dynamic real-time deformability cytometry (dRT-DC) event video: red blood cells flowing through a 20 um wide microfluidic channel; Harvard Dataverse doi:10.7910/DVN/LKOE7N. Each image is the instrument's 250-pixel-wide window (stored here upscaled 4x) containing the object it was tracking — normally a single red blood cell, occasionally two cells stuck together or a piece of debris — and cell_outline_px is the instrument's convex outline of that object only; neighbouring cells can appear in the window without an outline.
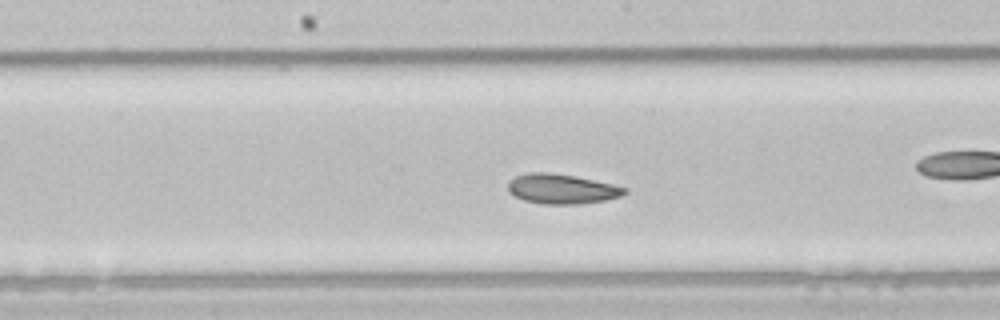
{"species": "common noctule bat (a hibernating species)", "species_latin": "Nyctalus noctula", "temperature_condition": "room temperature", "stored_images_in_passage": 47, "camera_frame_rate_fps": 3000, "um_per_image_px": 0.085, "animal": {"sex": "male", "body_mass_g": 21.5, "forearm_length_mm": 52.0}, "frame": {"image": 1, "passage_image": 21, "time_ms": 6.667, "image_size_px": [1000, 320], "cell_outline_px": [[628, 192], [620, 196], [604, 200], [580, 204], [544, 204], [524, 200], [508, 192], [508, 180], [516, 176], [528, 172], [548, 172], [572, 176], [612, 184], [628, 188]], "centroid_in_image_um": [47.72, 16.06], "position_along_channel_um": 200.5, "area_um2": 20.11}}
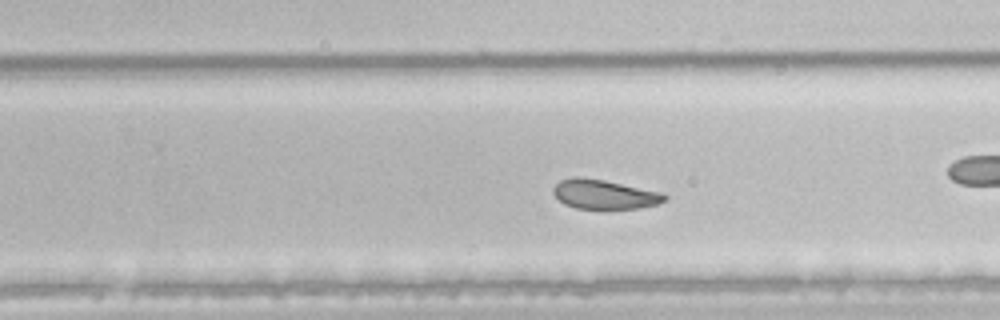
{"frame": {"image": 2, "passage_image": 27, "time_ms": 8.667, "image_size_px": [1000, 320], "cell_outline_px": [[668, 200], [656, 204], [636, 208], [608, 212], [576, 208], [564, 204], [552, 192], [552, 188], [560, 180], [576, 176], [580, 176], [604, 180], [664, 192], [668, 196]], "centroid_in_image_um": [51.39, 16.55], "position_along_channel_um": 278.4, "area_um2": 19.94}, "authors_computed_cell_mechanics": {"area_um2": 22.1374, "velocity_mm_per_s": 3.9315, "shape_relaxation_time_tau1_ms": 2.7969, "shape_relaxation_time_tau2_ms": 4.7617, "deformation_change_tau1": 0.0761, "deformation_change_tau2": 0.0867}}